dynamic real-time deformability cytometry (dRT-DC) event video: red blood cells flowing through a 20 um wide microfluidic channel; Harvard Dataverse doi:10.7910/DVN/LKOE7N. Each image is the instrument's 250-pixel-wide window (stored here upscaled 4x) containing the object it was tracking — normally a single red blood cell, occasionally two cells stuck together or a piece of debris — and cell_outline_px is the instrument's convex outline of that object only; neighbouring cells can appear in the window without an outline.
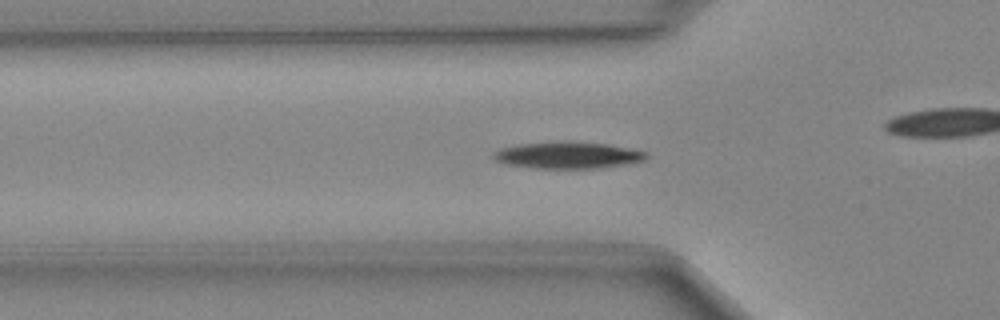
{"species": "Egyptian fruit bat (a non-hibernating species)", "species_latin": "Rousettus aegyptiacus", "temperature_condition": "cold", "stored_images_in_passage": 50, "camera_frame_rate_fps": 3000, "um_per_image_px": 0.085, "animal": {"sex": "female"}, "frame": {"image": 1, "passage_image": 16, "time_ms": 5.0, "image_size_px": [1000, 320], "cell_outline_px": [[648, 156], [644, 160], [628, 164], [600, 168], [532, 168], [508, 164], [496, 160], [492, 156], [492, 152], [500, 148], [516, 144], [564, 140], [608, 144], [648, 152]], "centroid_in_image_um": [48.25, 13.17], "position_along_channel_um": 77.5, "area_um2": 24.1}}
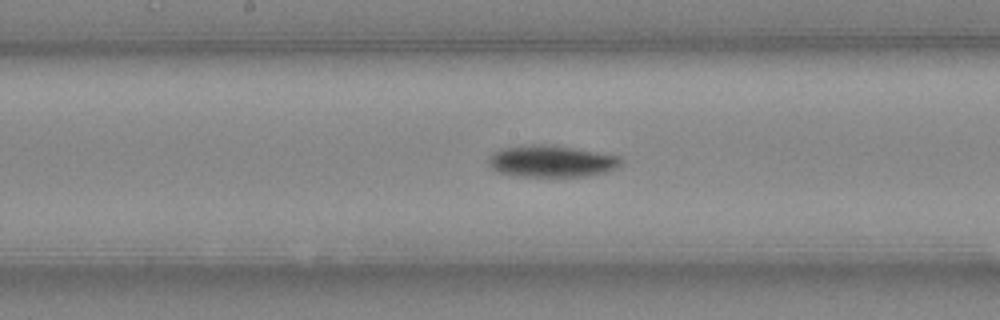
{"frame": {"image": 2, "passage_image": 25, "time_ms": 8.0, "image_size_px": [1000, 320], "cell_outline_px": [[624, 160], [620, 168], [608, 172], [588, 176], [516, 176], [500, 172], [492, 168], [488, 164], [488, 156], [492, 152], [504, 148], [532, 144], [552, 144], [620, 156]], "centroid_in_image_um": [46.93, 13.7], "position_along_channel_um": 201.3, "area_um2": 24.85}}
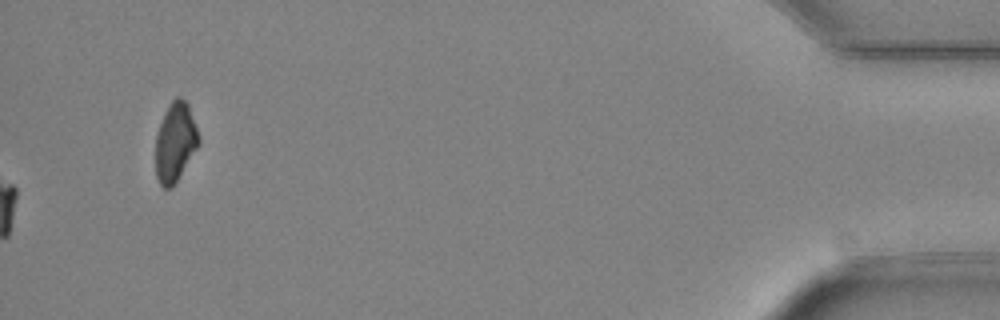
{"frame": {"image": 3, "passage_image": 50, "time_ms": 16.333, "image_size_px": [1000, 320], "cell_outline_px": [[200, 140], [196, 148], [176, 180], [168, 188], [164, 188], [160, 184], [156, 176], [156, 136], [164, 112], [172, 100], [176, 96], [180, 96], [188, 104], [200, 136]], "centroid_in_image_um": [14.89, 12.02], "position_along_channel_um": 420.3, "area_um2": 19.42}}